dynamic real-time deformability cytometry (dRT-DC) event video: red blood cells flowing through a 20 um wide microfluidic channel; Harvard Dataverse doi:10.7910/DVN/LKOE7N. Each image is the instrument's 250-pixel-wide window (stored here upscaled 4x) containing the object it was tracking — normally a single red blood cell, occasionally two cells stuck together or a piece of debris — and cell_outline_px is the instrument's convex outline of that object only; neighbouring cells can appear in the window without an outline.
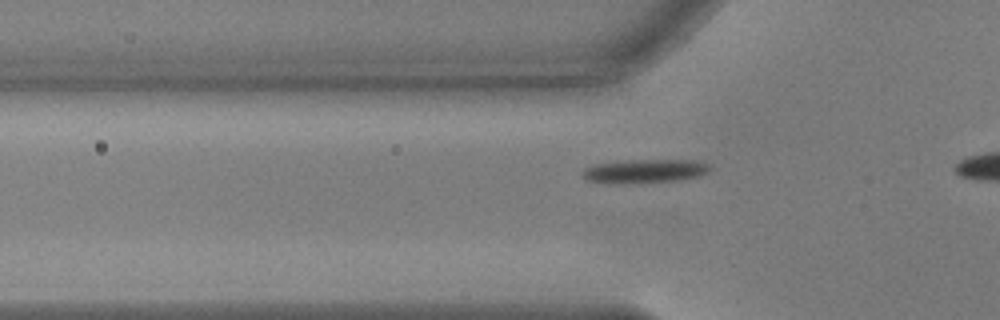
{"species": "common noctule bat (a hibernating species)", "species_latin": "Nyctalus noctula", "temperature_condition": "warm", "stored_images_in_passage": 23, "camera_frame_rate_fps": 3000, "um_per_image_px": 0.085, "animal": {"sex": "male", "body_mass_g": 17.9, "forearm_length_mm": 54.2}, "frame": {"image": 1, "passage_image": 13, "time_ms": 4.0, "image_size_px": [1000, 320], "cell_outline_px": [[712, 168], [708, 172], [700, 176], [680, 180], [616, 184], [584, 180], [580, 172], [584, 168], [592, 164], [616, 160], [696, 160], [708, 164]], "centroid_in_image_um": [54.73, 14.53], "position_along_channel_um": 71.1, "area_um2": 18.09}}
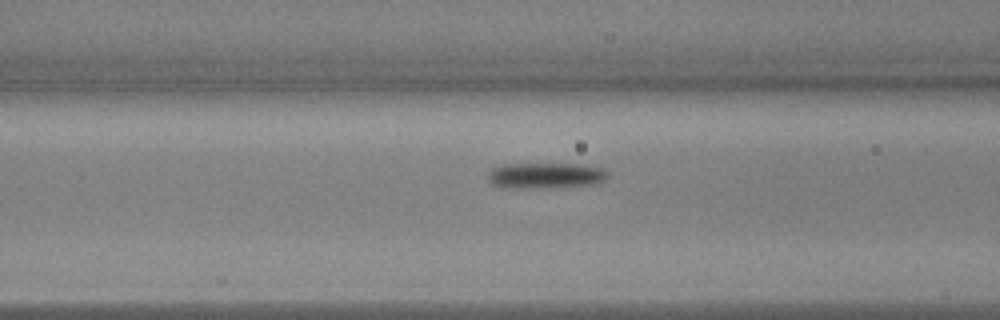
{"frame": {"image": 2, "passage_image": 17, "time_ms": 5.333, "image_size_px": [1000, 320], "cell_outline_px": [[608, 176], [604, 180], [596, 184], [540, 188], [504, 188], [492, 184], [488, 180], [488, 172], [492, 168], [500, 164], [580, 164], [604, 168], [608, 172]], "centroid_in_image_um": [46.35, 14.92], "position_along_channel_um": 120.3, "area_um2": 18.21}}
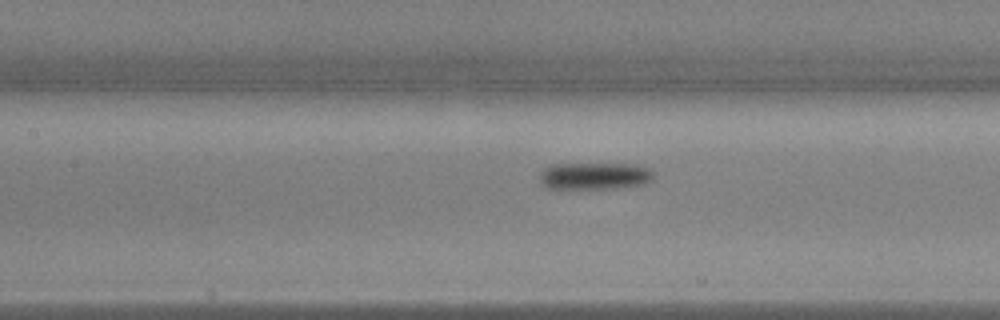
{"frame": {"image": 3, "passage_image": 20, "time_ms": 6.333, "image_size_px": [1000, 320], "cell_outline_px": [[652, 180], [644, 184], [616, 188], [548, 188], [540, 180], [540, 176], [544, 168], [552, 164], [636, 164], [648, 168], [652, 172]], "centroid_in_image_um": [50.56, 14.94], "position_along_channel_um": 156.8, "area_um2": 17.74}}